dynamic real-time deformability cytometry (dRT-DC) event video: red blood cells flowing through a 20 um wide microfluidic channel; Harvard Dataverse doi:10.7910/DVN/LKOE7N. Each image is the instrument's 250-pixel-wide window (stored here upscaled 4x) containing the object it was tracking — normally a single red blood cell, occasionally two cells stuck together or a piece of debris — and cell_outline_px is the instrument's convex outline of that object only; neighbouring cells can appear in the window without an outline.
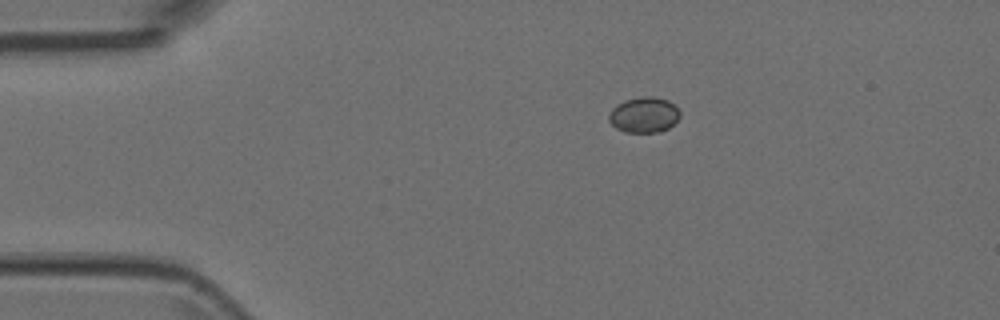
{"species": "Egyptian fruit bat (a non-hibernating species)", "species_latin": "Rousettus aegyptiacus", "temperature_condition": "room temperature", "stored_images_in_passage": 6, "camera_frame_rate_fps": 3000, "um_per_image_px": 0.085, "animal": {"sex": "female"}, "frame": {"image": 1, "passage_image": 1, "time_ms": 0.0, "image_size_px": [1000, 320], "cell_outline_px": [[680, 116], [668, 128], [660, 132], [624, 132], [616, 128], [608, 120], [608, 116], [612, 108], [616, 104], [624, 100], [640, 96], [652, 96], [668, 100], [680, 112]], "centroid_in_image_um": [54.7, 9.75], "position_along_channel_um": 30.3, "area_um2": 14.74}}
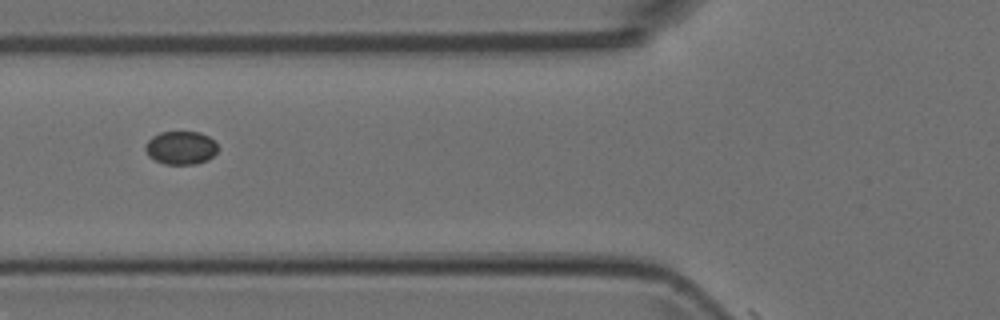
{"frame": {"image": 2, "passage_image": 3, "time_ms": 0.667, "image_size_px": [1000, 320], "cell_outline_px": [[216, 152], [208, 160], [196, 164], [164, 164], [148, 156], [144, 148], [144, 144], [152, 136], [160, 132], [200, 132], [208, 136], [216, 144]], "centroid_in_image_um": [15.33, 12.56], "position_along_channel_um": 110.5, "area_um2": 14.05}}
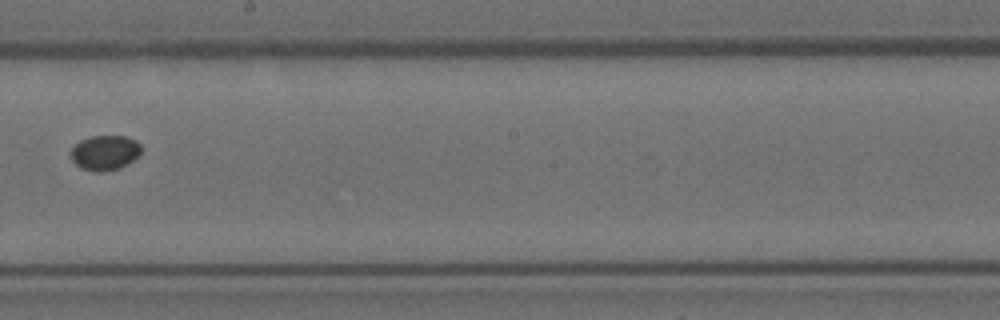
{"frame": {"image": 3, "passage_image": 6, "time_ms": 1.667, "image_size_px": [1000, 320], "cell_outline_px": [[144, 148], [140, 156], [120, 168], [100, 172], [96, 172], [80, 168], [72, 160], [72, 148], [80, 140], [92, 136], [124, 136], [136, 140]], "centroid_in_image_um": [8.97, 12.98], "position_along_channel_um": 239.2, "area_um2": 14.45}}